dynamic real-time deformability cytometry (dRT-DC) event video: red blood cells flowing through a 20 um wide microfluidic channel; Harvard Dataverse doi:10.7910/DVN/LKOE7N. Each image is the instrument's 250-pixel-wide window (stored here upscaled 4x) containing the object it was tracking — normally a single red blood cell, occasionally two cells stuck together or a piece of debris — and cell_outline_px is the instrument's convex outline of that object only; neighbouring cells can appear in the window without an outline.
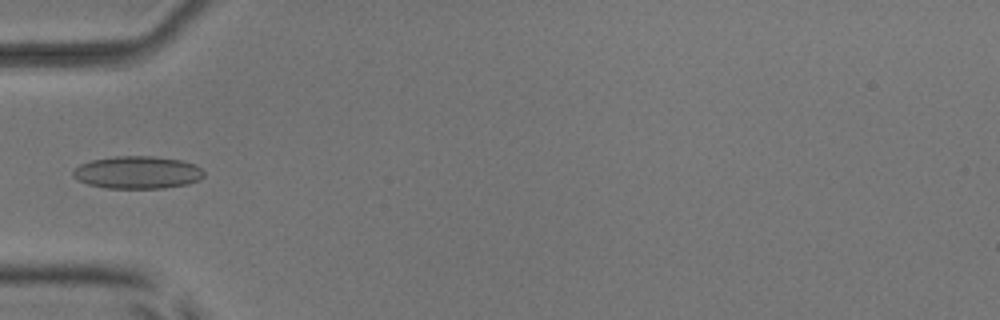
{"species": "common noctule bat (a hibernating species)", "species_latin": "Nyctalus noctula", "temperature_condition": "room temperature", "stored_images_in_passage": 5, "camera_frame_rate_fps": 3000, "um_per_image_px": 0.085, "animal": {"sex": "male", "body_mass_g": 17.9, "forearm_length_mm": 54.2}, "frame": {"image": 1, "passage_image": 5, "time_ms": 4.667, "image_size_px": [1000, 320], "cell_outline_px": [[204, 176], [200, 180], [188, 184], [164, 188], [104, 188], [88, 184], [72, 176], [72, 172], [80, 164], [92, 160], [116, 156], [152, 156], [180, 160], [196, 164], [204, 172]], "centroid_in_image_um": [11.71, 14.66], "position_along_channel_um": 73.3, "area_um2": 24.85}}